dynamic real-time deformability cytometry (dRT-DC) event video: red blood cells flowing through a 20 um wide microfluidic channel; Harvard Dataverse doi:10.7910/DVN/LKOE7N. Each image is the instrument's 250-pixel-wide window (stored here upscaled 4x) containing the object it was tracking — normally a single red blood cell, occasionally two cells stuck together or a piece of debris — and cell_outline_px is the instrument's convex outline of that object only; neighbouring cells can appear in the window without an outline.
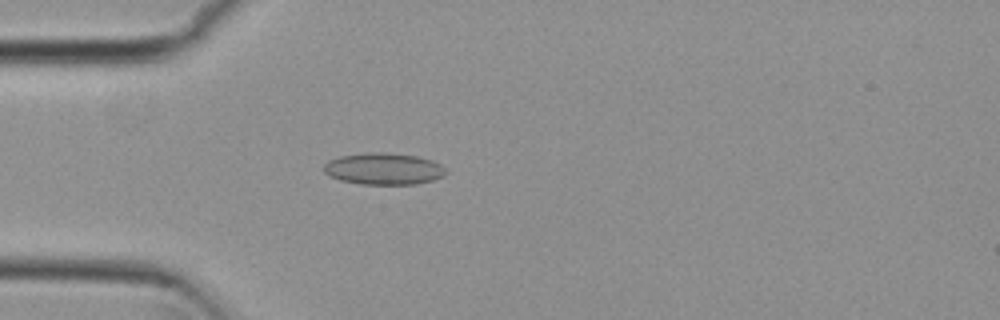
{"species": "common noctule bat (a hibernating species)", "species_latin": "Nyctalus noctula", "temperature_condition": "cold", "stored_images_in_passage": 22, "camera_frame_rate_fps": 3000, "um_per_image_px": 0.085, "animal": {"sex": "female", "body_mass_g": 29.2, "forearm_length_mm": 56.3}, "frame": {"image": 1, "passage_image": 15, "time_ms": 4.667, "image_size_px": [1000, 320], "cell_outline_px": [[448, 172], [444, 176], [432, 180], [416, 184], [360, 184], [340, 180], [328, 176], [324, 172], [324, 164], [328, 160], [340, 156], [368, 152], [384, 152], [416, 156], [432, 160], [440, 164]], "centroid_in_image_um": [32.59, 14.35], "position_along_channel_um": 52.4, "area_um2": 22.66}}
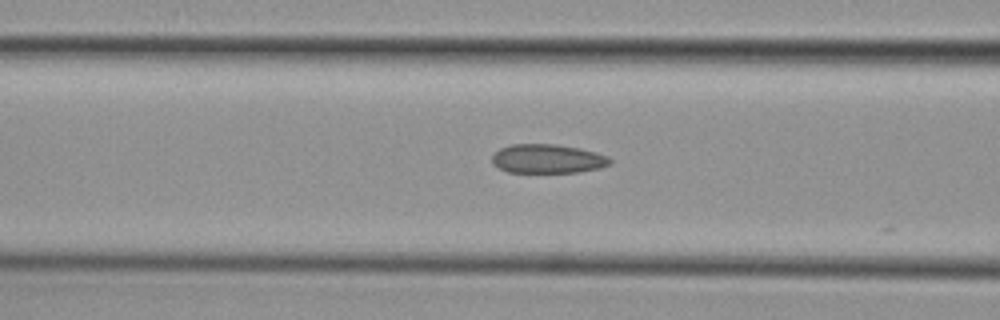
{"frame": {"image": 2, "passage_image": 21, "time_ms": 6.667, "image_size_px": [1000, 320], "cell_outline_px": [[612, 164], [600, 168], [580, 172], [508, 172], [492, 164], [492, 156], [500, 148], [512, 144], [556, 144], [580, 148], [596, 152], [608, 156], [612, 160]], "centroid_in_image_um": [46.58, 13.49], "position_along_channel_um": 120.0, "area_um2": 20.06}}